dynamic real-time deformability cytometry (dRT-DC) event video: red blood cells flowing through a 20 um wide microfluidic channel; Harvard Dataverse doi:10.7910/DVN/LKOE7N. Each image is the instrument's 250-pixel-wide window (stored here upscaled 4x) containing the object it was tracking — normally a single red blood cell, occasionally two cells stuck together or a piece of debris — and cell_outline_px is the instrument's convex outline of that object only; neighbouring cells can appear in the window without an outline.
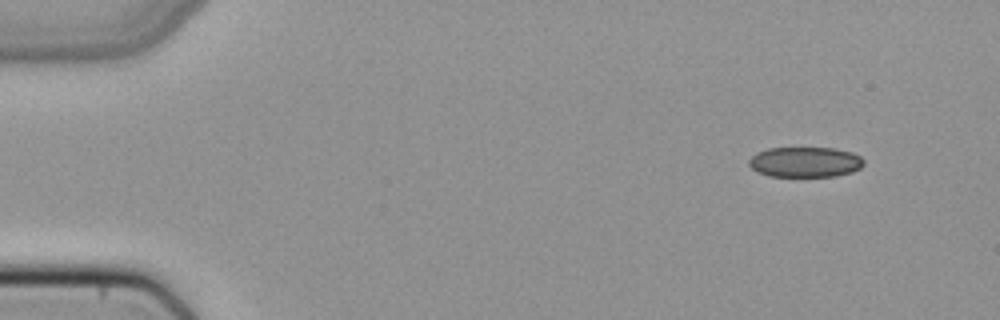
{"species": "common noctule bat (a hibernating species)", "species_latin": "Nyctalus noctula", "temperature_condition": "cold", "stored_images_in_passage": 47, "camera_frame_rate_fps": 3000, "um_per_image_px": 0.085, "animal": {"sex": "female", "body_mass_g": 22.7, "forearm_length_mm": 54.2}, "frame": {"image": 1, "passage_image": 1, "time_ms": 0.0, "image_size_px": [1000, 320], "cell_outline_px": [[864, 164], [860, 168], [852, 172], [836, 176], [768, 176], [756, 172], [748, 164], [748, 160], [756, 152], [768, 148], [836, 148], [852, 152], [860, 156], [864, 160]], "centroid_in_image_um": [68.43, 13.77], "position_along_channel_um": 16.6, "area_um2": 20.46}}
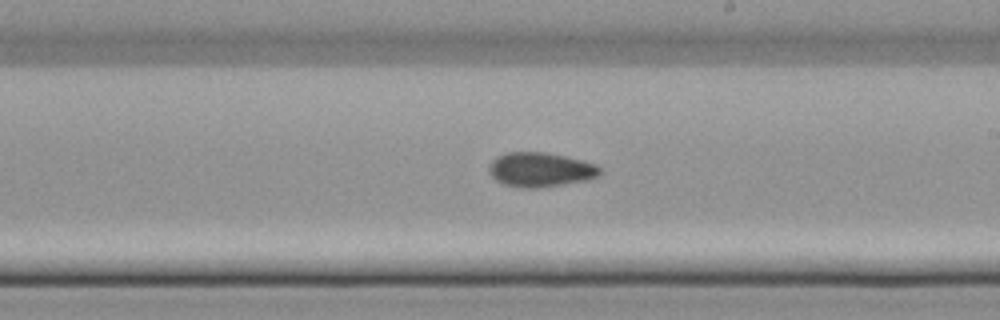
{"frame": {"image": 2, "passage_image": 26, "time_ms": 8.333, "image_size_px": [1000, 320], "cell_outline_px": [[600, 172], [596, 176], [588, 180], [540, 188], [520, 188], [504, 184], [496, 180], [488, 172], [488, 168], [492, 160], [496, 156], [504, 152], [544, 152], [564, 156], [596, 164], [600, 168]], "centroid_in_image_um": [45.88, 14.42], "position_along_channel_um": 243.1, "area_um2": 22.31}}
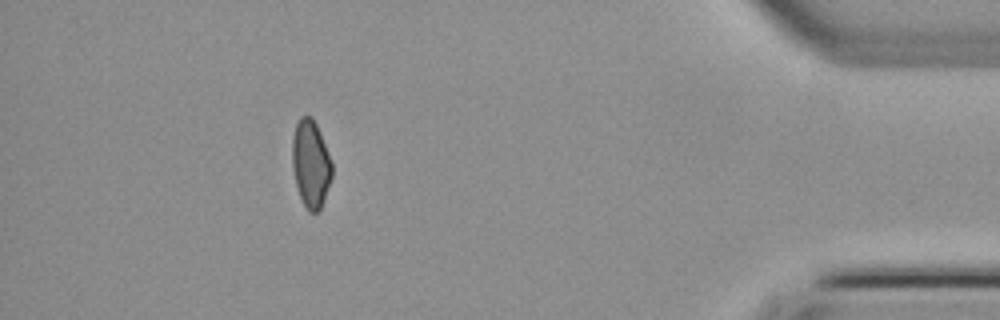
{"frame": {"image": 3, "passage_image": 42, "time_ms": 13.667, "image_size_px": [1000, 320], "cell_outline_px": [[332, 176], [324, 200], [320, 208], [316, 212], [308, 212], [300, 196], [296, 184], [292, 168], [292, 140], [296, 124], [300, 116], [312, 116], [320, 132], [328, 152], [332, 164]], "centroid_in_image_um": [26.41, 13.91], "position_along_channel_um": 408.8, "area_um2": 20.17}}